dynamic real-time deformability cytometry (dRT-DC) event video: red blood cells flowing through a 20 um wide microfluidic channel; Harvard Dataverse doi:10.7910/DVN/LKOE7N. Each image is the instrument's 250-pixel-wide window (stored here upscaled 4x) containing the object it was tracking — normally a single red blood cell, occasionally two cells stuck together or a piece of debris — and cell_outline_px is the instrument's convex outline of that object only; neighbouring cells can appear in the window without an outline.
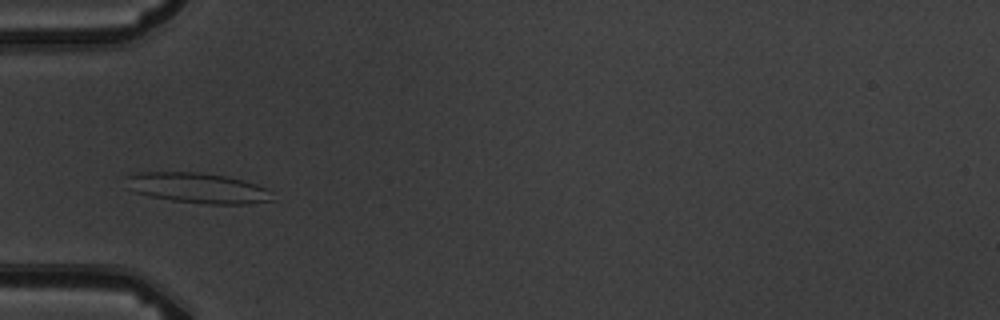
{"species": "common noctule bat (a hibernating species)", "species_latin": "Nyctalus noctula", "temperature_condition": "warm", "stored_images_in_passage": 3, "camera_frame_rate_fps": 3000, "um_per_image_px": 0.085, "animal": {"sex": "male", "body_mass_g": 19.5, "forearm_length_mm": 54.6}, "frame": {"image": 1, "passage_image": 1, "time_ms": 0.0, "image_size_px": [1000, 320], "cell_outline_px": [[272, 200], [248, 204], [204, 204], [172, 200], [148, 196], [124, 188], [124, 176], [140, 172], [196, 172], [224, 176], [244, 180], [256, 184], [264, 188]], "centroid_in_image_um": [16.66, 15.97], "position_along_channel_um": 68.3, "area_um2": 25.84}}
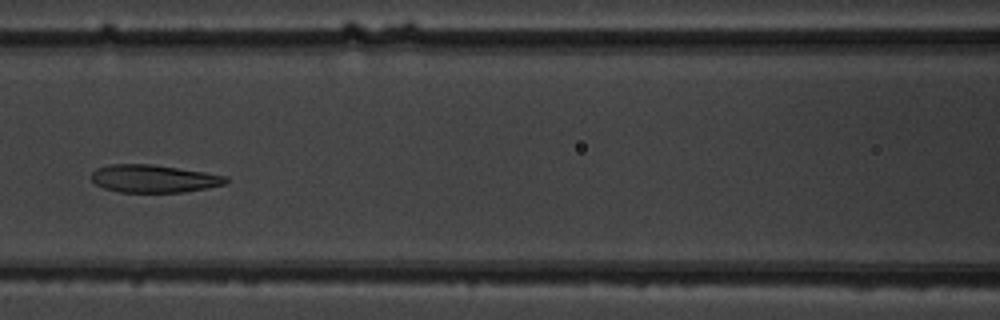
{"frame": {"image": 2, "passage_image": 3, "time_ms": 2.333, "image_size_px": [1000, 320], "cell_outline_px": [[228, 180], [224, 184], [208, 188], [184, 192], [120, 192], [104, 188], [96, 184], [92, 180], [92, 172], [96, 168], [112, 164], [152, 164], [204, 172], [228, 176]], "centroid_in_image_um": [13.07, 15.18], "position_along_channel_um": 153.5, "area_um2": 21.68}}